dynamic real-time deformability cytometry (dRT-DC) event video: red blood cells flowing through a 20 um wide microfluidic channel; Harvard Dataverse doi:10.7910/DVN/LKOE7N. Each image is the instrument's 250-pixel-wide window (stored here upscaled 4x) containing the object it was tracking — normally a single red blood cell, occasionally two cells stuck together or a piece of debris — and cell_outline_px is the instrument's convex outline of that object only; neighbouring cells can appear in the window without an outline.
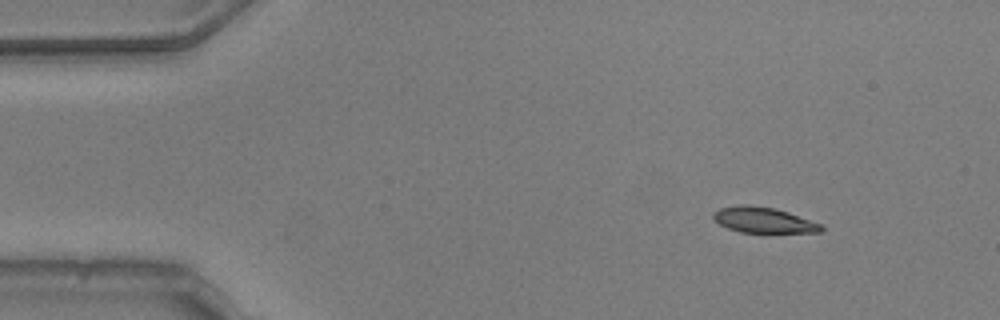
{"species": "common noctule bat (a hibernating species)", "species_latin": "Nyctalus noctula", "temperature_condition": "warm", "stored_images_in_passage": 10, "camera_frame_rate_fps": 3000, "um_per_image_px": 0.085, "animal": {"sex": "male", "body_mass_g": 20.5, "forearm_length_mm": 52.5}, "frame": {"image": 1, "passage_image": 6, "time_ms": 1.667, "image_size_px": [1000, 320], "cell_outline_px": [[824, 228], [820, 232], [740, 232], [728, 228], [720, 224], [712, 216], [712, 212], [720, 208], [740, 204], [748, 204], [772, 208], [788, 212], [820, 224]], "centroid_in_image_um": [64.85, 18.69], "position_along_channel_um": 20.2, "area_um2": 15.84}}